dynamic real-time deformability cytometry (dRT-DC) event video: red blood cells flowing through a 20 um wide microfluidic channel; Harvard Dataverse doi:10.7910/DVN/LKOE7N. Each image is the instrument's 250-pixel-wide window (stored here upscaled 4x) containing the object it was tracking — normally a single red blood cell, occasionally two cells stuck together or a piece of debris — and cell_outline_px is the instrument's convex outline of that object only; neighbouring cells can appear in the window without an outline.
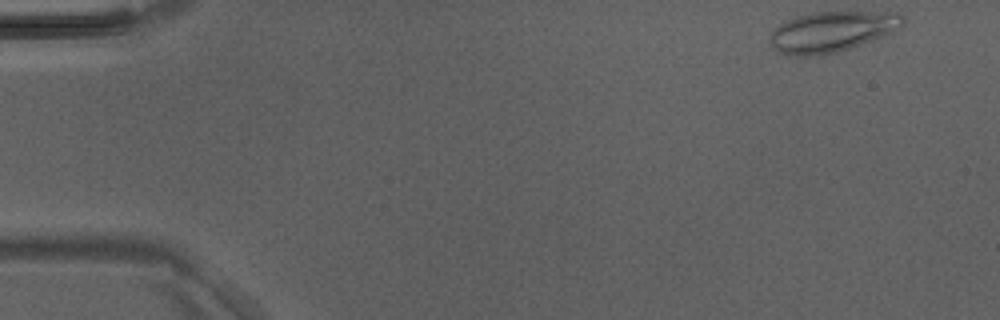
{"species": "Egyptian fruit bat (a non-hibernating species)", "species_latin": "Rousettus aegyptiacus", "temperature_condition": "room temperature", "stored_images_in_passage": 3, "camera_frame_rate_fps": 3000, "um_per_image_px": 0.085, "animal": {"sex": "male"}, "frame": {"image": 1, "passage_image": 1, "time_ms": 0.0, "image_size_px": [1000, 320], "cell_outline_px": [[904, 24], [900, 28], [892, 32], [872, 40], [836, 52], [808, 56], [788, 56], [776, 52], [772, 48], [768, 40], [772, 32], [780, 24], [796, 16], [812, 12], [896, 12], [904, 16]], "centroid_in_image_um": [70.67, 2.69], "position_along_channel_um": 14.3, "area_um2": 31.39}}